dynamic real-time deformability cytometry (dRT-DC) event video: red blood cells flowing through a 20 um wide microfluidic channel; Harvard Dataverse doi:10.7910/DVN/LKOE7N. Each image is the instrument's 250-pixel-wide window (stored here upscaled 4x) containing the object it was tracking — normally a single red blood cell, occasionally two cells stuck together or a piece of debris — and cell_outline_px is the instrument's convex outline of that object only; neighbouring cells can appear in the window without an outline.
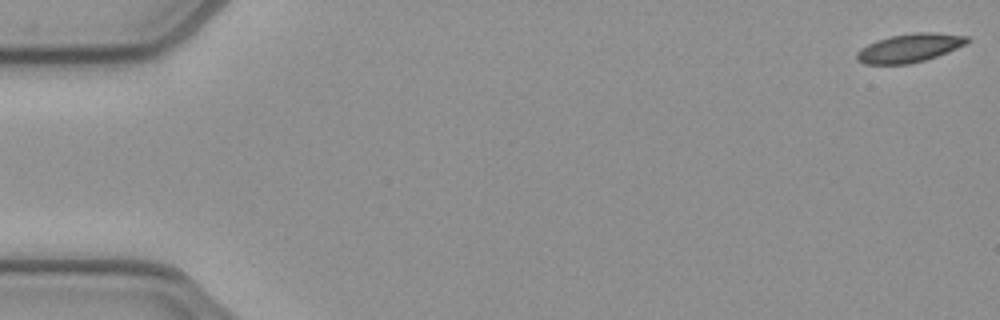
{"species": "common noctule bat (a hibernating species)", "species_latin": "Nyctalus noctula", "temperature_condition": "cold", "stored_images_in_passage": 53, "camera_frame_rate_fps": 3000, "um_per_image_px": 0.085, "animal": {"sex": "female", "body_mass_g": 21.9}, "frame": {"image": 1, "passage_image": 1, "time_ms": 0.0, "image_size_px": [1000, 320], "cell_outline_px": [[972, 40], [948, 52], [924, 60], [908, 64], [864, 64], [856, 60], [856, 52], [860, 48], [876, 40], [892, 36], [916, 32], [936, 32], [968, 36]], "centroid_in_image_um": [77.3, 4.07], "position_along_channel_um": 7.7, "area_um2": 18.38}}
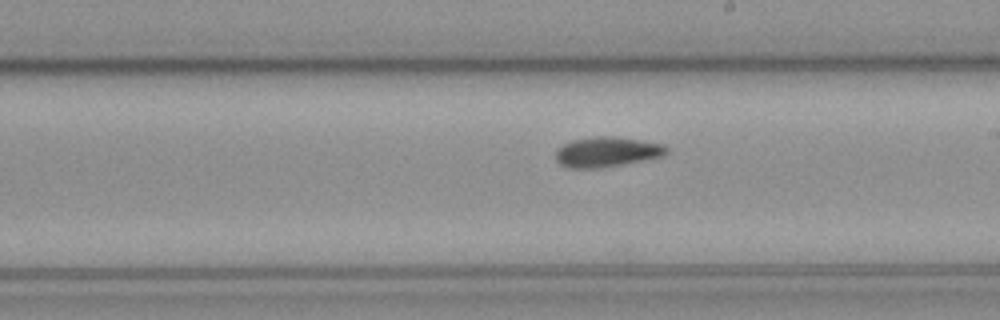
{"frame": {"image": 2, "passage_image": 30, "time_ms": 9.667, "image_size_px": [1000, 320], "cell_outline_px": [[668, 152], [664, 156], [604, 168], [568, 168], [560, 164], [556, 160], [556, 148], [572, 140], [596, 136], [616, 136], [664, 144], [668, 148]], "centroid_in_image_um": [51.59, 12.91], "position_along_channel_um": 237.4, "area_um2": 19.65}}
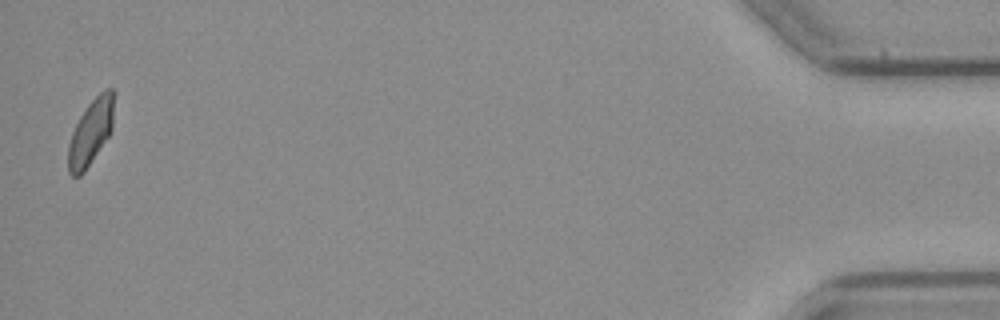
{"frame": {"image": 3, "passage_image": 52, "time_ms": 17.0, "image_size_px": [1000, 320], "cell_outline_px": [[112, 128], [108, 136], [84, 172], [80, 176], [72, 176], [68, 172], [68, 144], [72, 132], [80, 116], [88, 104], [104, 88], [112, 88]], "centroid_in_image_um": [7.67, 11.26], "position_along_channel_um": 427.5, "area_um2": 17.05}, "authors_computed_cell_mechanics": {"area_um2": 18.6694, "velocity_mm_per_s": 3.9005, "shape_relaxation_time_tau1_ms": null, "shape_relaxation_time_tau2_ms": 5.0487, "deformation_change_tau1": null, "deformation_change_tau2": 0.104}}